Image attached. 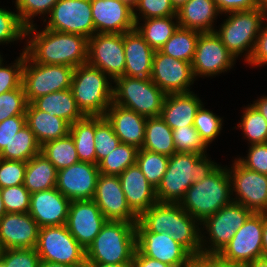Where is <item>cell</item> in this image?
<instances>
[{"label":"cell","instance_id":"cell-65","mask_svg":"<svg viewBox=\"0 0 267 267\" xmlns=\"http://www.w3.org/2000/svg\"><path fill=\"white\" fill-rule=\"evenodd\" d=\"M257 7L267 11V0H256Z\"/></svg>","mask_w":267,"mask_h":267},{"label":"cell","instance_id":"cell-46","mask_svg":"<svg viewBox=\"0 0 267 267\" xmlns=\"http://www.w3.org/2000/svg\"><path fill=\"white\" fill-rule=\"evenodd\" d=\"M59 0H16L15 7L21 23L25 27L34 25L37 15H48Z\"/></svg>","mask_w":267,"mask_h":267},{"label":"cell","instance_id":"cell-41","mask_svg":"<svg viewBox=\"0 0 267 267\" xmlns=\"http://www.w3.org/2000/svg\"><path fill=\"white\" fill-rule=\"evenodd\" d=\"M242 113L238 128L243 131L244 139L250 145L267 143V121L263 115L252 104L246 106Z\"/></svg>","mask_w":267,"mask_h":267},{"label":"cell","instance_id":"cell-43","mask_svg":"<svg viewBox=\"0 0 267 267\" xmlns=\"http://www.w3.org/2000/svg\"><path fill=\"white\" fill-rule=\"evenodd\" d=\"M176 152L207 154L208 146L199 136L193 125L172 129Z\"/></svg>","mask_w":267,"mask_h":267},{"label":"cell","instance_id":"cell-29","mask_svg":"<svg viewBox=\"0 0 267 267\" xmlns=\"http://www.w3.org/2000/svg\"><path fill=\"white\" fill-rule=\"evenodd\" d=\"M219 12L213 0H188L176 13L179 27L201 33L215 32L213 27Z\"/></svg>","mask_w":267,"mask_h":267},{"label":"cell","instance_id":"cell-67","mask_svg":"<svg viewBox=\"0 0 267 267\" xmlns=\"http://www.w3.org/2000/svg\"><path fill=\"white\" fill-rule=\"evenodd\" d=\"M129 5L131 8H134L138 2V0H120Z\"/></svg>","mask_w":267,"mask_h":267},{"label":"cell","instance_id":"cell-37","mask_svg":"<svg viewBox=\"0 0 267 267\" xmlns=\"http://www.w3.org/2000/svg\"><path fill=\"white\" fill-rule=\"evenodd\" d=\"M42 153L57 170L67 168L80 162L77 150L71 135L46 142L41 145Z\"/></svg>","mask_w":267,"mask_h":267},{"label":"cell","instance_id":"cell-57","mask_svg":"<svg viewBox=\"0 0 267 267\" xmlns=\"http://www.w3.org/2000/svg\"><path fill=\"white\" fill-rule=\"evenodd\" d=\"M190 267H241L222 260L218 255L200 254L194 256Z\"/></svg>","mask_w":267,"mask_h":267},{"label":"cell","instance_id":"cell-42","mask_svg":"<svg viewBox=\"0 0 267 267\" xmlns=\"http://www.w3.org/2000/svg\"><path fill=\"white\" fill-rule=\"evenodd\" d=\"M95 152L98 163L121 143L104 116H95Z\"/></svg>","mask_w":267,"mask_h":267},{"label":"cell","instance_id":"cell-68","mask_svg":"<svg viewBox=\"0 0 267 267\" xmlns=\"http://www.w3.org/2000/svg\"><path fill=\"white\" fill-rule=\"evenodd\" d=\"M0 267H7L5 264L0 260Z\"/></svg>","mask_w":267,"mask_h":267},{"label":"cell","instance_id":"cell-25","mask_svg":"<svg viewBox=\"0 0 267 267\" xmlns=\"http://www.w3.org/2000/svg\"><path fill=\"white\" fill-rule=\"evenodd\" d=\"M119 179L126 202L138 217L158 202L155 188L148 182L137 164L129 166L119 175Z\"/></svg>","mask_w":267,"mask_h":267},{"label":"cell","instance_id":"cell-16","mask_svg":"<svg viewBox=\"0 0 267 267\" xmlns=\"http://www.w3.org/2000/svg\"><path fill=\"white\" fill-rule=\"evenodd\" d=\"M236 60L215 32L200 33L191 63L194 78L196 80V77H213L228 72Z\"/></svg>","mask_w":267,"mask_h":267},{"label":"cell","instance_id":"cell-26","mask_svg":"<svg viewBox=\"0 0 267 267\" xmlns=\"http://www.w3.org/2000/svg\"><path fill=\"white\" fill-rule=\"evenodd\" d=\"M104 117L112 125L120 142L142 148L145 138L147 117L135 111L111 103Z\"/></svg>","mask_w":267,"mask_h":267},{"label":"cell","instance_id":"cell-31","mask_svg":"<svg viewBox=\"0 0 267 267\" xmlns=\"http://www.w3.org/2000/svg\"><path fill=\"white\" fill-rule=\"evenodd\" d=\"M37 109L64 119L69 125L82 119L84 115L77 107L71 89L52 92L31 102Z\"/></svg>","mask_w":267,"mask_h":267},{"label":"cell","instance_id":"cell-47","mask_svg":"<svg viewBox=\"0 0 267 267\" xmlns=\"http://www.w3.org/2000/svg\"><path fill=\"white\" fill-rule=\"evenodd\" d=\"M6 213H28L31 193L24 184L0 189Z\"/></svg>","mask_w":267,"mask_h":267},{"label":"cell","instance_id":"cell-4","mask_svg":"<svg viewBox=\"0 0 267 267\" xmlns=\"http://www.w3.org/2000/svg\"><path fill=\"white\" fill-rule=\"evenodd\" d=\"M218 166L186 191L180 206L200 224L232 200L231 177L228 169Z\"/></svg>","mask_w":267,"mask_h":267},{"label":"cell","instance_id":"cell-36","mask_svg":"<svg viewBox=\"0 0 267 267\" xmlns=\"http://www.w3.org/2000/svg\"><path fill=\"white\" fill-rule=\"evenodd\" d=\"M40 148L41 146L37 142L34 133L26 124L1 151L0 158L28 162L32 157L40 153Z\"/></svg>","mask_w":267,"mask_h":267},{"label":"cell","instance_id":"cell-49","mask_svg":"<svg viewBox=\"0 0 267 267\" xmlns=\"http://www.w3.org/2000/svg\"><path fill=\"white\" fill-rule=\"evenodd\" d=\"M27 104L23 86L0 94V122L16 115H26Z\"/></svg>","mask_w":267,"mask_h":267},{"label":"cell","instance_id":"cell-23","mask_svg":"<svg viewBox=\"0 0 267 267\" xmlns=\"http://www.w3.org/2000/svg\"><path fill=\"white\" fill-rule=\"evenodd\" d=\"M39 226L29 213H6L0 219V247L35 249Z\"/></svg>","mask_w":267,"mask_h":267},{"label":"cell","instance_id":"cell-55","mask_svg":"<svg viewBox=\"0 0 267 267\" xmlns=\"http://www.w3.org/2000/svg\"><path fill=\"white\" fill-rule=\"evenodd\" d=\"M263 24L259 35L257 37V40L255 42L253 52L249 58V60L246 62L247 64L251 66H259L267 64V23Z\"/></svg>","mask_w":267,"mask_h":267},{"label":"cell","instance_id":"cell-62","mask_svg":"<svg viewBox=\"0 0 267 267\" xmlns=\"http://www.w3.org/2000/svg\"><path fill=\"white\" fill-rule=\"evenodd\" d=\"M243 267H267V258L259 257Z\"/></svg>","mask_w":267,"mask_h":267},{"label":"cell","instance_id":"cell-35","mask_svg":"<svg viewBox=\"0 0 267 267\" xmlns=\"http://www.w3.org/2000/svg\"><path fill=\"white\" fill-rule=\"evenodd\" d=\"M71 135L80 162L97 164L95 152V116H84L70 125Z\"/></svg>","mask_w":267,"mask_h":267},{"label":"cell","instance_id":"cell-64","mask_svg":"<svg viewBox=\"0 0 267 267\" xmlns=\"http://www.w3.org/2000/svg\"><path fill=\"white\" fill-rule=\"evenodd\" d=\"M188 0H171L172 5L176 10L183 6Z\"/></svg>","mask_w":267,"mask_h":267},{"label":"cell","instance_id":"cell-56","mask_svg":"<svg viewBox=\"0 0 267 267\" xmlns=\"http://www.w3.org/2000/svg\"><path fill=\"white\" fill-rule=\"evenodd\" d=\"M219 12L226 14L233 11L250 10L257 7L256 0H213Z\"/></svg>","mask_w":267,"mask_h":267},{"label":"cell","instance_id":"cell-9","mask_svg":"<svg viewBox=\"0 0 267 267\" xmlns=\"http://www.w3.org/2000/svg\"><path fill=\"white\" fill-rule=\"evenodd\" d=\"M251 214L252 212L248 208L232 201L214 215L208 217L200 224L202 227L200 228L201 253L218 255ZM202 230H207L203 233L207 232L206 234H209L207 238L205 235H202ZM207 239H209V242Z\"/></svg>","mask_w":267,"mask_h":267},{"label":"cell","instance_id":"cell-22","mask_svg":"<svg viewBox=\"0 0 267 267\" xmlns=\"http://www.w3.org/2000/svg\"><path fill=\"white\" fill-rule=\"evenodd\" d=\"M95 33L123 34L135 29L133 8L120 0H90Z\"/></svg>","mask_w":267,"mask_h":267},{"label":"cell","instance_id":"cell-14","mask_svg":"<svg viewBox=\"0 0 267 267\" xmlns=\"http://www.w3.org/2000/svg\"><path fill=\"white\" fill-rule=\"evenodd\" d=\"M232 165L227 167L236 196L232 200L252 213H267V175L247 169L237 159Z\"/></svg>","mask_w":267,"mask_h":267},{"label":"cell","instance_id":"cell-39","mask_svg":"<svg viewBox=\"0 0 267 267\" xmlns=\"http://www.w3.org/2000/svg\"><path fill=\"white\" fill-rule=\"evenodd\" d=\"M138 150L136 146L120 143L98 163L99 172L119 176L129 166L136 164Z\"/></svg>","mask_w":267,"mask_h":267},{"label":"cell","instance_id":"cell-53","mask_svg":"<svg viewBox=\"0 0 267 267\" xmlns=\"http://www.w3.org/2000/svg\"><path fill=\"white\" fill-rule=\"evenodd\" d=\"M247 157L236 158L244 167L267 175V143L248 146Z\"/></svg>","mask_w":267,"mask_h":267},{"label":"cell","instance_id":"cell-66","mask_svg":"<svg viewBox=\"0 0 267 267\" xmlns=\"http://www.w3.org/2000/svg\"><path fill=\"white\" fill-rule=\"evenodd\" d=\"M6 214V210L4 208V203L1 197V191H0V219Z\"/></svg>","mask_w":267,"mask_h":267},{"label":"cell","instance_id":"cell-10","mask_svg":"<svg viewBox=\"0 0 267 267\" xmlns=\"http://www.w3.org/2000/svg\"><path fill=\"white\" fill-rule=\"evenodd\" d=\"M74 68L33 62L24 52L22 86L28 103L52 92L71 88Z\"/></svg>","mask_w":267,"mask_h":267},{"label":"cell","instance_id":"cell-13","mask_svg":"<svg viewBox=\"0 0 267 267\" xmlns=\"http://www.w3.org/2000/svg\"><path fill=\"white\" fill-rule=\"evenodd\" d=\"M135 229L136 249L142 255L174 267H190L194 256L167 232H150L139 221Z\"/></svg>","mask_w":267,"mask_h":267},{"label":"cell","instance_id":"cell-45","mask_svg":"<svg viewBox=\"0 0 267 267\" xmlns=\"http://www.w3.org/2000/svg\"><path fill=\"white\" fill-rule=\"evenodd\" d=\"M137 11H139L138 14ZM176 13L177 10L172 5L171 0H138L133 8L135 22L142 21V19L176 16Z\"/></svg>","mask_w":267,"mask_h":267},{"label":"cell","instance_id":"cell-51","mask_svg":"<svg viewBox=\"0 0 267 267\" xmlns=\"http://www.w3.org/2000/svg\"><path fill=\"white\" fill-rule=\"evenodd\" d=\"M26 162L0 158V189L24 184Z\"/></svg>","mask_w":267,"mask_h":267},{"label":"cell","instance_id":"cell-33","mask_svg":"<svg viewBox=\"0 0 267 267\" xmlns=\"http://www.w3.org/2000/svg\"><path fill=\"white\" fill-rule=\"evenodd\" d=\"M140 22L136 21L135 29L154 51L160 50L179 27L177 16L149 18Z\"/></svg>","mask_w":267,"mask_h":267},{"label":"cell","instance_id":"cell-7","mask_svg":"<svg viewBox=\"0 0 267 267\" xmlns=\"http://www.w3.org/2000/svg\"><path fill=\"white\" fill-rule=\"evenodd\" d=\"M228 14V16H227ZM227 18L219 25V30L215 33L221 38L227 50L238 58L242 55L247 62L253 52V48L259 32L265 20L267 11L254 8L243 11H233L226 13Z\"/></svg>","mask_w":267,"mask_h":267},{"label":"cell","instance_id":"cell-61","mask_svg":"<svg viewBox=\"0 0 267 267\" xmlns=\"http://www.w3.org/2000/svg\"><path fill=\"white\" fill-rule=\"evenodd\" d=\"M84 267H131V264H106L99 262H85Z\"/></svg>","mask_w":267,"mask_h":267},{"label":"cell","instance_id":"cell-69","mask_svg":"<svg viewBox=\"0 0 267 267\" xmlns=\"http://www.w3.org/2000/svg\"><path fill=\"white\" fill-rule=\"evenodd\" d=\"M3 61V57L2 55L0 54V63Z\"/></svg>","mask_w":267,"mask_h":267},{"label":"cell","instance_id":"cell-52","mask_svg":"<svg viewBox=\"0 0 267 267\" xmlns=\"http://www.w3.org/2000/svg\"><path fill=\"white\" fill-rule=\"evenodd\" d=\"M0 260L7 267H39L41 262L36 249L2 250Z\"/></svg>","mask_w":267,"mask_h":267},{"label":"cell","instance_id":"cell-58","mask_svg":"<svg viewBox=\"0 0 267 267\" xmlns=\"http://www.w3.org/2000/svg\"><path fill=\"white\" fill-rule=\"evenodd\" d=\"M131 267H174V266L144 256L136 249L133 256V260L131 262Z\"/></svg>","mask_w":267,"mask_h":267},{"label":"cell","instance_id":"cell-59","mask_svg":"<svg viewBox=\"0 0 267 267\" xmlns=\"http://www.w3.org/2000/svg\"><path fill=\"white\" fill-rule=\"evenodd\" d=\"M266 119L267 121V96H262L255 100L252 104Z\"/></svg>","mask_w":267,"mask_h":267},{"label":"cell","instance_id":"cell-21","mask_svg":"<svg viewBox=\"0 0 267 267\" xmlns=\"http://www.w3.org/2000/svg\"><path fill=\"white\" fill-rule=\"evenodd\" d=\"M99 174L97 164L78 162L57 171L56 188L71 201L91 200Z\"/></svg>","mask_w":267,"mask_h":267},{"label":"cell","instance_id":"cell-30","mask_svg":"<svg viewBox=\"0 0 267 267\" xmlns=\"http://www.w3.org/2000/svg\"><path fill=\"white\" fill-rule=\"evenodd\" d=\"M25 114L26 124L34 133L40 146L46 142L65 137L69 133L70 125L64 119L41 111L32 103L27 104Z\"/></svg>","mask_w":267,"mask_h":267},{"label":"cell","instance_id":"cell-28","mask_svg":"<svg viewBox=\"0 0 267 267\" xmlns=\"http://www.w3.org/2000/svg\"><path fill=\"white\" fill-rule=\"evenodd\" d=\"M197 96L193 91L167 94L160 117L171 129L193 125L197 110L203 104Z\"/></svg>","mask_w":267,"mask_h":267},{"label":"cell","instance_id":"cell-40","mask_svg":"<svg viewBox=\"0 0 267 267\" xmlns=\"http://www.w3.org/2000/svg\"><path fill=\"white\" fill-rule=\"evenodd\" d=\"M168 163L169 156L150 152L142 148L138 150L136 164L155 189L160 184L168 168Z\"/></svg>","mask_w":267,"mask_h":267},{"label":"cell","instance_id":"cell-19","mask_svg":"<svg viewBox=\"0 0 267 267\" xmlns=\"http://www.w3.org/2000/svg\"><path fill=\"white\" fill-rule=\"evenodd\" d=\"M106 221L107 219L92 199L71 201L66 226L85 250L99 234Z\"/></svg>","mask_w":267,"mask_h":267},{"label":"cell","instance_id":"cell-18","mask_svg":"<svg viewBox=\"0 0 267 267\" xmlns=\"http://www.w3.org/2000/svg\"><path fill=\"white\" fill-rule=\"evenodd\" d=\"M150 79L167 95L189 93L194 83V75L190 62L178 60L155 51Z\"/></svg>","mask_w":267,"mask_h":267},{"label":"cell","instance_id":"cell-63","mask_svg":"<svg viewBox=\"0 0 267 267\" xmlns=\"http://www.w3.org/2000/svg\"><path fill=\"white\" fill-rule=\"evenodd\" d=\"M39 267H71L66 264L41 261Z\"/></svg>","mask_w":267,"mask_h":267},{"label":"cell","instance_id":"cell-20","mask_svg":"<svg viewBox=\"0 0 267 267\" xmlns=\"http://www.w3.org/2000/svg\"><path fill=\"white\" fill-rule=\"evenodd\" d=\"M107 220L137 222L138 216L128 206L117 175L99 174L92 199Z\"/></svg>","mask_w":267,"mask_h":267},{"label":"cell","instance_id":"cell-12","mask_svg":"<svg viewBox=\"0 0 267 267\" xmlns=\"http://www.w3.org/2000/svg\"><path fill=\"white\" fill-rule=\"evenodd\" d=\"M263 213H252L218 256L241 267L262 257Z\"/></svg>","mask_w":267,"mask_h":267},{"label":"cell","instance_id":"cell-60","mask_svg":"<svg viewBox=\"0 0 267 267\" xmlns=\"http://www.w3.org/2000/svg\"><path fill=\"white\" fill-rule=\"evenodd\" d=\"M262 257L267 258V213H263Z\"/></svg>","mask_w":267,"mask_h":267},{"label":"cell","instance_id":"cell-11","mask_svg":"<svg viewBox=\"0 0 267 267\" xmlns=\"http://www.w3.org/2000/svg\"><path fill=\"white\" fill-rule=\"evenodd\" d=\"M36 252L41 261L85 266V249L70 234L66 225L39 228Z\"/></svg>","mask_w":267,"mask_h":267},{"label":"cell","instance_id":"cell-48","mask_svg":"<svg viewBox=\"0 0 267 267\" xmlns=\"http://www.w3.org/2000/svg\"><path fill=\"white\" fill-rule=\"evenodd\" d=\"M25 29L17 13L0 8V44L25 40Z\"/></svg>","mask_w":267,"mask_h":267},{"label":"cell","instance_id":"cell-54","mask_svg":"<svg viewBox=\"0 0 267 267\" xmlns=\"http://www.w3.org/2000/svg\"><path fill=\"white\" fill-rule=\"evenodd\" d=\"M26 125V115H16L0 122V153L14 135Z\"/></svg>","mask_w":267,"mask_h":267},{"label":"cell","instance_id":"cell-2","mask_svg":"<svg viewBox=\"0 0 267 267\" xmlns=\"http://www.w3.org/2000/svg\"><path fill=\"white\" fill-rule=\"evenodd\" d=\"M218 166L207 154L175 152L169 157L168 168L155 189L157 201L179 204L192 184L206 178Z\"/></svg>","mask_w":267,"mask_h":267},{"label":"cell","instance_id":"cell-38","mask_svg":"<svg viewBox=\"0 0 267 267\" xmlns=\"http://www.w3.org/2000/svg\"><path fill=\"white\" fill-rule=\"evenodd\" d=\"M200 33L193 29L178 27L160 51L178 60L192 63Z\"/></svg>","mask_w":267,"mask_h":267},{"label":"cell","instance_id":"cell-17","mask_svg":"<svg viewBox=\"0 0 267 267\" xmlns=\"http://www.w3.org/2000/svg\"><path fill=\"white\" fill-rule=\"evenodd\" d=\"M87 63L99 68L112 80L124 76L123 34L95 33L88 38Z\"/></svg>","mask_w":267,"mask_h":267},{"label":"cell","instance_id":"cell-34","mask_svg":"<svg viewBox=\"0 0 267 267\" xmlns=\"http://www.w3.org/2000/svg\"><path fill=\"white\" fill-rule=\"evenodd\" d=\"M142 149L171 156L176 152L172 129L160 117H148Z\"/></svg>","mask_w":267,"mask_h":267},{"label":"cell","instance_id":"cell-1","mask_svg":"<svg viewBox=\"0 0 267 267\" xmlns=\"http://www.w3.org/2000/svg\"><path fill=\"white\" fill-rule=\"evenodd\" d=\"M35 23L25 29L24 52L36 63L76 68L88 60V38L47 28L37 32ZM30 39V40H29Z\"/></svg>","mask_w":267,"mask_h":267},{"label":"cell","instance_id":"cell-44","mask_svg":"<svg viewBox=\"0 0 267 267\" xmlns=\"http://www.w3.org/2000/svg\"><path fill=\"white\" fill-rule=\"evenodd\" d=\"M204 107L205 106L202 104L197 110L193 126L199 133L201 139L208 146L219 136L223 126V118H220Z\"/></svg>","mask_w":267,"mask_h":267},{"label":"cell","instance_id":"cell-27","mask_svg":"<svg viewBox=\"0 0 267 267\" xmlns=\"http://www.w3.org/2000/svg\"><path fill=\"white\" fill-rule=\"evenodd\" d=\"M125 55L124 76L149 79L155 51L136 29L123 33Z\"/></svg>","mask_w":267,"mask_h":267},{"label":"cell","instance_id":"cell-6","mask_svg":"<svg viewBox=\"0 0 267 267\" xmlns=\"http://www.w3.org/2000/svg\"><path fill=\"white\" fill-rule=\"evenodd\" d=\"M113 80L88 63L74 68L71 91L84 116H104L113 101Z\"/></svg>","mask_w":267,"mask_h":267},{"label":"cell","instance_id":"cell-50","mask_svg":"<svg viewBox=\"0 0 267 267\" xmlns=\"http://www.w3.org/2000/svg\"><path fill=\"white\" fill-rule=\"evenodd\" d=\"M3 62L0 63V94L18 89L22 86L24 50L12 65L6 66Z\"/></svg>","mask_w":267,"mask_h":267},{"label":"cell","instance_id":"cell-5","mask_svg":"<svg viewBox=\"0 0 267 267\" xmlns=\"http://www.w3.org/2000/svg\"><path fill=\"white\" fill-rule=\"evenodd\" d=\"M135 224L107 220L85 250V262L131 264L136 250Z\"/></svg>","mask_w":267,"mask_h":267},{"label":"cell","instance_id":"cell-24","mask_svg":"<svg viewBox=\"0 0 267 267\" xmlns=\"http://www.w3.org/2000/svg\"><path fill=\"white\" fill-rule=\"evenodd\" d=\"M71 200L57 188L31 194L28 213L39 228L66 225Z\"/></svg>","mask_w":267,"mask_h":267},{"label":"cell","instance_id":"cell-8","mask_svg":"<svg viewBox=\"0 0 267 267\" xmlns=\"http://www.w3.org/2000/svg\"><path fill=\"white\" fill-rule=\"evenodd\" d=\"M113 82V103L147 118L161 115L166 94L150 78L119 76Z\"/></svg>","mask_w":267,"mask_h":267},{"label":"cell","instance_id":"cell-32","mask_svg":"<svg viewBox=\"0 0 267 267\" xmlns=\"http://www.w3.org/2000/svg\"><path fill=\"white\" fill-rule=\"evenodd\" d=\"M57 169L39 153L26 162L24 187L32 194L56 188Z\"/></svg>","mask_w":267,"mask_h":267},{"label":"cell","instance_id":"cell-15","mask_svg":"<svg viewBox=\"0 0 267 267\" xmlns=\"http://www.w3.org/2000/svg\"><path fill=\"white\" fill-rule=\"evenodd\" d=\"M48 16L47 29L86 38L95 34L90 0H59Z\"/></svg>","mask_w":267,"mask_h":267},{"label":"cell","instance_id":"cell-3","mask_svg":"<svg viewBox=\"0 0 267 267\" xmlns=\"http://www.w3.org/2000/svg\"><path fill=\"white\" fill-rule=\"evenodd\" d=\"M138 221L150 232H167L193 256L201 254L200 223L180 204L157 202L145 210Z\"/></svg>","mask_w":267,"mask_h":267}]
</instances>
